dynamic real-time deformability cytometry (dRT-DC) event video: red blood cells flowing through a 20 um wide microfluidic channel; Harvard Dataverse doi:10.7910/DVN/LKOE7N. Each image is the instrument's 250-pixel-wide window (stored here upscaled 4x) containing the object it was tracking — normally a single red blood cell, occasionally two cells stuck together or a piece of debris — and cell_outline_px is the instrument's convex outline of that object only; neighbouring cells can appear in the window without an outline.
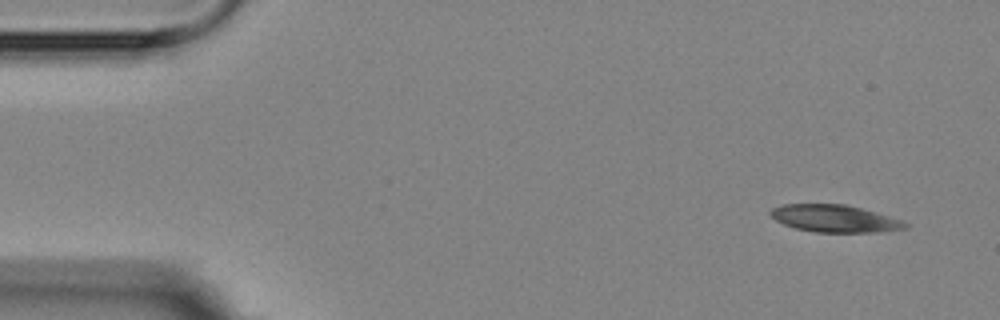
{"species": "Egyptian fruit bat (a non-hibernating species)", "species_latin": "Rousettus aegyptiacus", "temperature_condition": "room temperature", "stored_images_in_passage": 2, "camera_frame_rate_fps": 3000, "um_per_image_px": 0.085, "animal": {"sex": "female"}, "frame": {"image": 1, "passage_image": 1, "time_ms": 0.0, "image_size_px": [1000, 320], "cell_outline_px": [[908, 228], [880, 232], [816, 232], [796, 228], [784, 224], [776, 220], [768, 212], [772, 208], [780, 204], [844, 204], [876, 212], [900, 220], [908, 224]], "centroid_in_image_um": [70.93, 18.57], "position_along_channel_um": 14.1, "area_um2": 21.27}}